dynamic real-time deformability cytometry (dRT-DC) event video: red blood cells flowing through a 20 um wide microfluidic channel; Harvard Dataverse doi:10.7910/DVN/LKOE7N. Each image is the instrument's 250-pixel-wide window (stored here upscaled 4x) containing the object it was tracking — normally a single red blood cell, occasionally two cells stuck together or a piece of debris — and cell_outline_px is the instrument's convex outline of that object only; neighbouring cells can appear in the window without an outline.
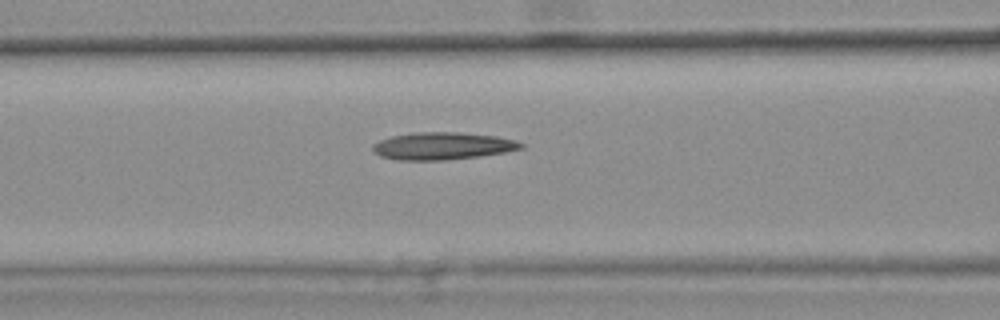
{"species": "common noctule bat (a hibernating species)", "species_latin": "Nyctalus noctula", "temperature_condition": "warm", "stored_images_in_passage": 47, "camera_frame_rate_fps": 3000, "um_per_image_px": 0.085, "animal": {"sex": "female", "body_mass_g": 25.1}, "frame": {"image": 1, "passage_image": 21, "time_ms": 6.667, "image_size_px": [1000, 320], "cell_outline_px": [[524, 148], [504, 152], [480, 156], [444, 160], [400, 160], [380, 156], [372, 152], [372, 144], [380, 140], [392, 136], [416, 132], [460, 132], [496, 136], [516, 140], [524, 144]], "centroid_in_image_um": [37.61, 12.4], "position_along_channel_um": 129.0, "area_um2": 23.7}, "authors_computed_cell_mechanics": {"area_um2": 23.0044, "velocity_mm_per_s": 3.824, "shape_relaxation_time_tau1_ms": null, "shape_relaxation_time_tau2_ms": 8.3233, "deformation_change_tau1": null, "deformation_change_tau2": 0.2169}}